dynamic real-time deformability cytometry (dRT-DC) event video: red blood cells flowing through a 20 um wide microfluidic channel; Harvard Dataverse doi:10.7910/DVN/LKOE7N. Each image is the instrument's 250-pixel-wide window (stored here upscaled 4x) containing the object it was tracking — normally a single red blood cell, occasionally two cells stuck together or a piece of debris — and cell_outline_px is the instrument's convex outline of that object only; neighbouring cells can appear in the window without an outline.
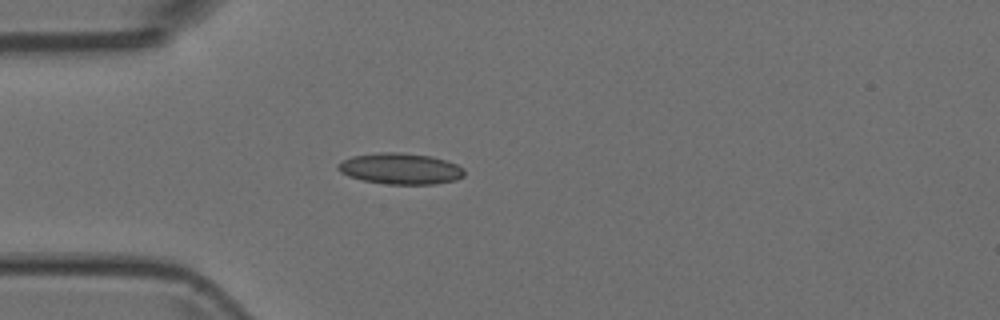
{"species": "Egyptian fruit bat (a non-hibernating species)", "species_latin": "Rousettus aegyptiacus", "temperature_condition": "room temperature", "stored_images_in_passage": 5, "camera_frame_rate_fps": 3000, "um_per_image_px": 0.085, "animal": {"sex": "female"}, "frame": {"image": 1, "passage_image": 5, "time_ms": 1.333, "image_size_px": [1000, 320], "cell_outline_px": [[464, 176], [456, 180], [436, 184], [388, 184], [364, 180], [348, 176], [340, 172], [336, 168], [336, 164], [340, 160], [352, 156], [376, 152], [400, 152], [432, 156], [456, 164], [464, 168]], "centroid_in_image_um": [34.0, 14.33], "position_along_channel_um": 51.0, "area_um2": 23.12}}